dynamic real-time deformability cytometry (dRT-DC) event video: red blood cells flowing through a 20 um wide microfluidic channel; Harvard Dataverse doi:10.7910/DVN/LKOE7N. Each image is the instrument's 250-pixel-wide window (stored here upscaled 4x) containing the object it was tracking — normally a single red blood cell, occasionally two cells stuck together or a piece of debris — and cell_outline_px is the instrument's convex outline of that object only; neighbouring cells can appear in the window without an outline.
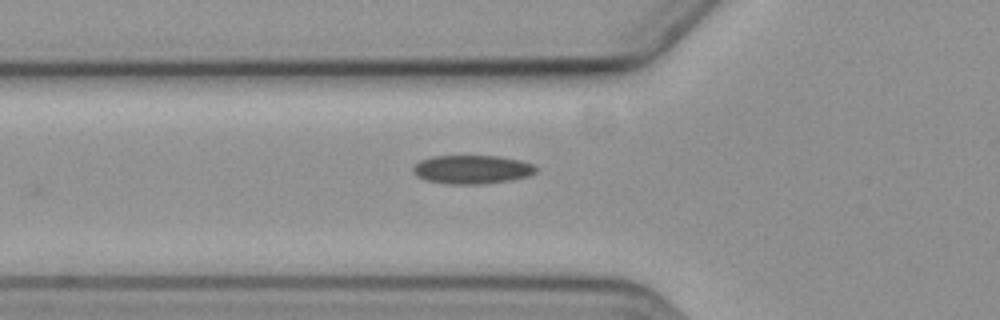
{"species": "common noctule bat (a hibernating species)", "species_latin": "Nyctalus noctula", "temperature_condition": "cold", "stored_images_in_passage": 7, "camera_frame_rate_fps": 3000, "um_per_image_px": 0.085, "animal": {"sex": "female", "body_mass_g": 19.3, "forearm_length_mm": 54.1}, "frame": {"image": 1, "passage_image": 7, "time_ms": 8.0, "image_size_px": [1000, 320], "cell_outline_px": [[536, 172], [528, 176], [512, 180], [484, 184], [448, 184], [424, 180], [416, 176], [412, 172], [412, 168], [420, 160], [432, 156], [500, 156], [520, 160], [536, 164]], "centroid_in_image_um": [40.12, 14.41], "position_along_channel_um": 85.7, "area_um2": 20.81}}